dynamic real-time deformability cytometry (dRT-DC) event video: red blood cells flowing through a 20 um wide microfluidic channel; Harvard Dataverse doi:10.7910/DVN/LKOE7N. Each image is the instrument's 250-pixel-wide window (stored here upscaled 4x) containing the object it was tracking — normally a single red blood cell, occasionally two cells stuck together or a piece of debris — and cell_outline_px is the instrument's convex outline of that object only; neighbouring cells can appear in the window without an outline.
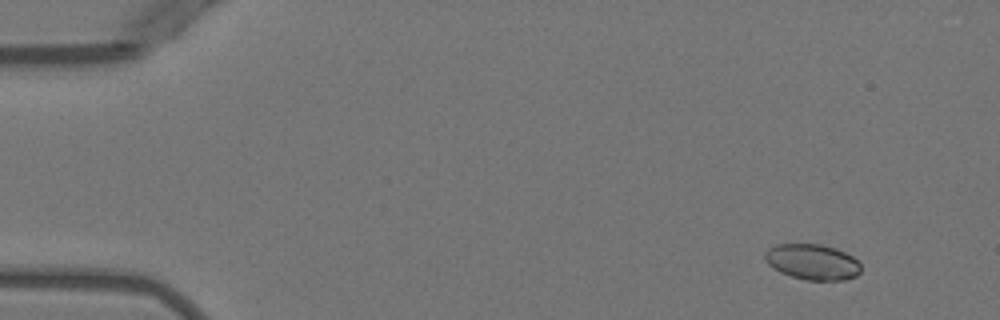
{"species": "Egyptian fruit bat (a non-hibernating species)", "species_latin": "Rousettus aegyptiacus", "temperature_condition": "warm", "stored_images_in_passage": 4, "camera_frame_rate_fps": 3000, "um_per_image_px": 0.085, "animal": {"sex": "female"}, "frame": {"image": 1, "passage_image": 1, "time_ms": 0.0, "image_size_px": [1000, 320], "cell_outline_px": [[860, 272], [856, 276], [844, 280], [808, 280], [792, 276], [780, 272], [772, 268], [764, 260], [764, 252], [768, 248], [776, 244], [820, 244], [836, 248], [852, 256], [860, 264]], "centroid_in_image_um": [69.02, 22.25], "position_along_channel_um": 16.0, "area_um2": 20.0}}
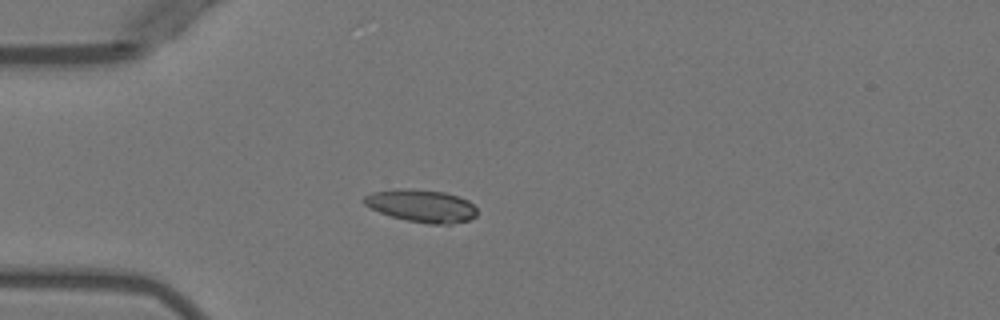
{"frame": {"image": 2, "passage_image": 4, "time_ms": 3.333, "image_size_px": [1000, 320], "cell_outline_px": [[476, 216], [468, 220], [452, 224], [428, 224], [408, 220], [392, 216], [380, 212], [364, 204], [364, 196], [372, 192], [412, 188], [444, 192], [468, 200], [476, 208]], "centroid_in_image_um": [35.86, 17.5], "position_along_channel_um": 49.1, "area_um2": 21.15}}